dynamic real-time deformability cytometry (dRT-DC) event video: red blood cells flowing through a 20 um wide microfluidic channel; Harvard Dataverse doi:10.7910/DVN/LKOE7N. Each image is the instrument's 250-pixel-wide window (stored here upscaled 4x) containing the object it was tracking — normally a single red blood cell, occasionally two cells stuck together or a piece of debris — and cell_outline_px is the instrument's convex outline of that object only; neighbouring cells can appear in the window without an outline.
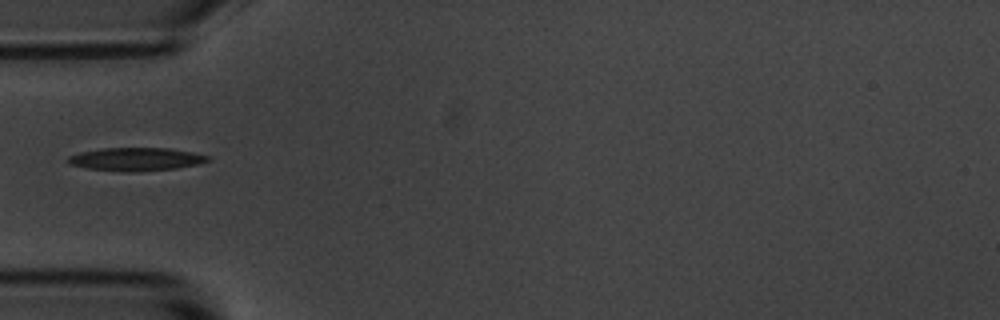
{"species": "common noctule bat (a hibernating species)", "species_latin": "Nyctalus noctula", "temperature_condition": "room temperature", "stored_images_in_passage": 1, "camera_frame_rate_fps": 3000, "um_per_image_px": 0.085, "animal": {"sex": "male", "body_mass_g": 20.1, "forearm_length_mm": 53.5}, "frame": {"image": 1, "passage_image": 1, "time_ms": 0.0, "image_size_px": [1000, 320], "cell_outline_px": [[212, 160], [196, 164], [176, 168], [88, 168], [72, 164], [68, 160], [68, 156], [80, 152], [100, 148], [168, 148], [192, 152], [208, 156]], "centroid_in_image_um": [11.6, 13.45], "position_along_channel_um": 73.4, "area_um2": 17.28}}